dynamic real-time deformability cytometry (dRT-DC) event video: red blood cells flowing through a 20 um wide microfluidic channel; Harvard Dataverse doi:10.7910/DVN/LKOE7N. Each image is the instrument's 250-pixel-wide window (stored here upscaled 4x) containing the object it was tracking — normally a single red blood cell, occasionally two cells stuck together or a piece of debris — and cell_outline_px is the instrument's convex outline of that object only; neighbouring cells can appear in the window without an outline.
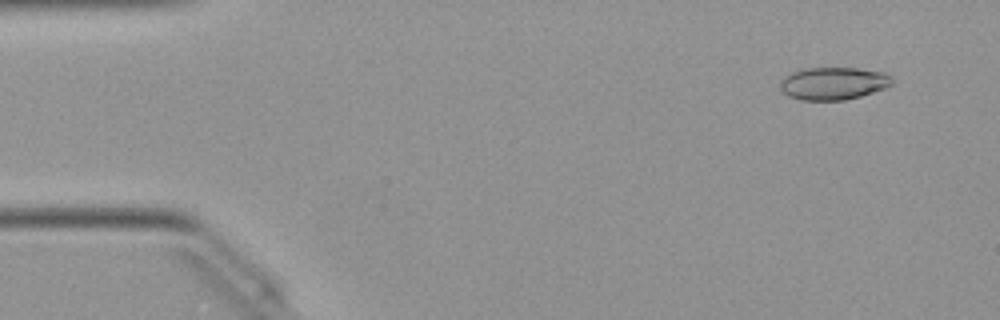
{"species": "Egyptian fruit bat (a non-hibernating species)", "species_latin": "Rousettus aegyptiacus", "temperature_condition": "warm", "stored_images_in_passage": 50, "camera_frame_rate_fps": 3000, "um_per_image_px": 0.085, "animal": {"sex": "female"}, "frame": {"image": 1, "passage_image": 4, "time_ms": 1.0, "image_size_px": [1000, 320], "cell_outline_px": [[892, 84], [884, 88], [860, 96], [844, 100], [800, 100], [788, 96], [780, 88], [780, 80], [784, 76], [792, 72], [808, 68], [856, 68], [884, 72], [892, 76]], "centroid_in_image_um": [70.82, 7.09], "position_along_channel_um": 14.2, "area_um2": 21.21}}
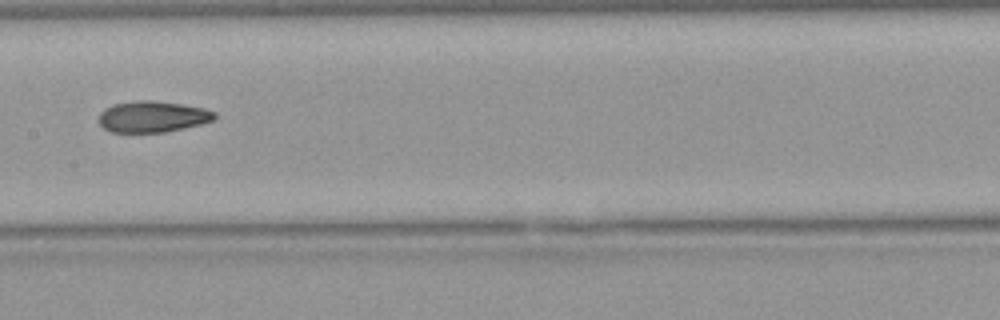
{"frame": {"image": 2, "passage_image": 25, "time_ms": 8.0, "image_size_px": [1000, 320], "cell_outline_px": [[216, 120], [184, 128], [164, 132], [112, 132], [104, 128], [100, 124], [100, 112], [104, 108], [112, 104], [136, 100], [152, 100], [180, 104], [204, 108], [216, 112]], "centroid_in_image_um": [12.97, 9.91], "position_along_channel_um": 194.4, "area_um2": 21.1}}
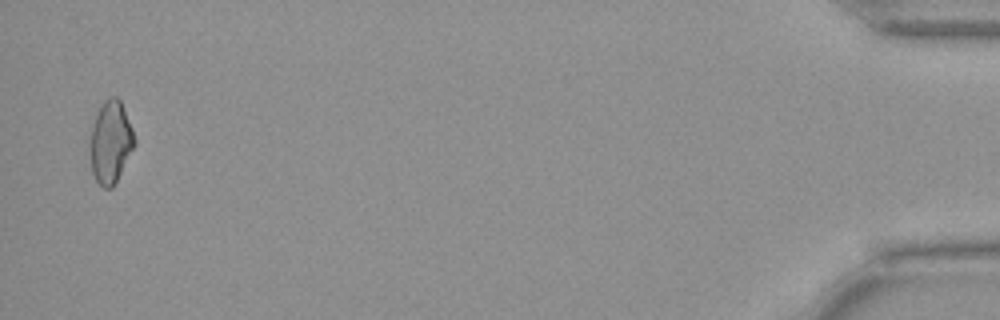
{"frame": {"image": 3, "passage_image": 49, "time_ms": 16.0, "image_size_px": [1000, 320], "cell_outline_px": [[136, 144], [112, 188], [104, 188], [96, 180], [92, 172], [88, 148], [92, 128], [96, 112], [104, 100], [108, 96], [116, 96], [120, 100], [124, 108], [132, 128], [136, 140]], "centroid_in_image_um": [9.38, 12.05], "position_along_channel_um": 425.8, "area_um2": 21.5}, "authors_computed_cell_mechanics": {"area_um2": 21.2704, "velocity_mm_per_s": 4.0735, "shape_relaxation_time_tau1_ms": null, "shape_relaxation_time_tau2_ms": 3.0384, "deformation_change_tau1": null, "deformation_change_tau2": 0.0934}}